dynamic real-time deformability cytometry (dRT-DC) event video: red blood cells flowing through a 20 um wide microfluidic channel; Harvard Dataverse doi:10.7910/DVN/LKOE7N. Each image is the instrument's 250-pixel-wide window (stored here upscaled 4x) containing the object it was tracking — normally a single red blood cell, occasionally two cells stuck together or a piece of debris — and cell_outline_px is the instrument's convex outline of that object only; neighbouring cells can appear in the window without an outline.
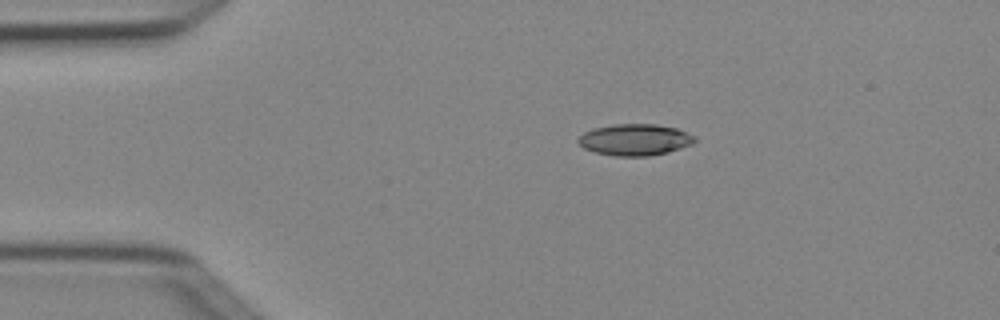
{"species": "Egyptian fruit bat (a non-hibernating species)", "species_latin": "Rousettus aegyptiacus", "temperature_condition": "cold", "stored_images_in_passage": 5, "camera_frame_rate_fps": 3000, "um_per_image_px": 0.085, "animal": {"sex": "female"}, "frame": {"image": 1, "passage_image": 2, "time_ms": 0.333, "image_size_px": [1000, 320], "cell_outline_px": [[696, 140], [692, 144], [668, 152], [648, 156], [612, 156], [596, 152], [584, 148], [576, 140], [584, 132], [592, 128], [612, 124], [656, 124], [676, 128], [696, 136]], "centroid_in_image_um": [53.96, 11.87], "position_along_channel_um": 31.0, "area_um2": 21.44}}
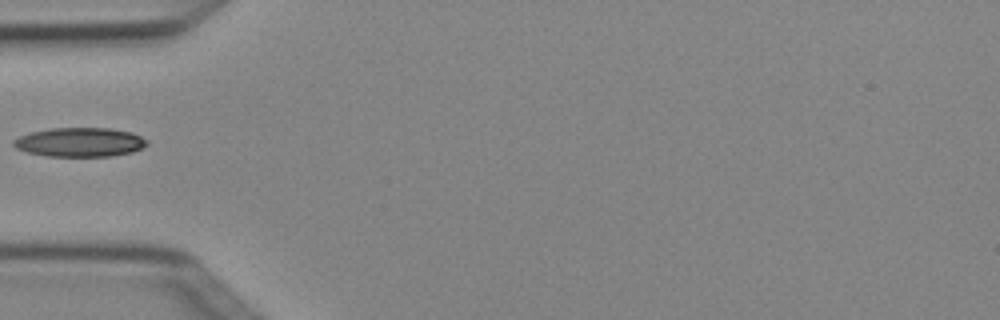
{"frame": {"image": 2, "passage_image": 4, "time_ms": 1.0, "image_size_px": [1000, 320], "cell_outline_px": [[148, 144], [132, 152], [112, 156], [48, 156], [28, 152], [16, 148], [12, 144], [12, 140], [20, 136], [32, 132], [52, 128], [112, 128], [132, 132], [148, 140]], "centroid_in_image_um": [6.8, 12.08], "position_along_channel_um": 78.2, "area_um2": 22.6}}
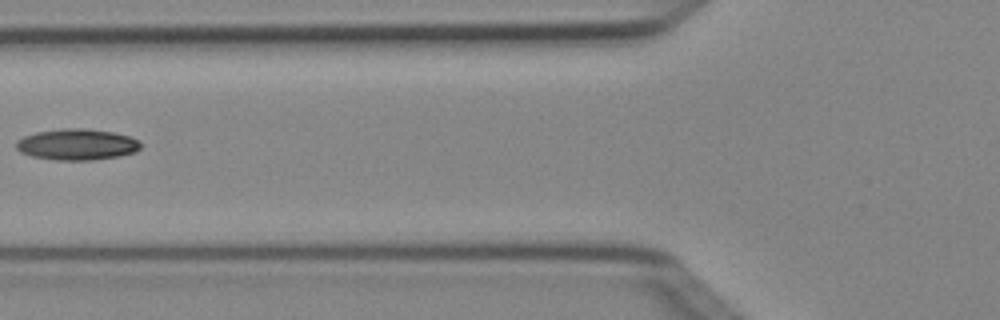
{"frame": {"image": 3, "passage_image": 5, "time_ms": 1.333, "image_size_px": [1000, 320], "cell_outline_px": [[140, 148], [136, 152], [120, 156], [92, 160], [56, 160], [32, 156], [20, 152], [16, 148], [16, 140], [24, 136], [36, 132], [64, 128], [88, 128], [112, 132], [128, 136], [140, 140]], "centroid_in_image_um": [6.54, 12.28], "position_along_channel_um": 119.3, "area_um2": 22.72}}